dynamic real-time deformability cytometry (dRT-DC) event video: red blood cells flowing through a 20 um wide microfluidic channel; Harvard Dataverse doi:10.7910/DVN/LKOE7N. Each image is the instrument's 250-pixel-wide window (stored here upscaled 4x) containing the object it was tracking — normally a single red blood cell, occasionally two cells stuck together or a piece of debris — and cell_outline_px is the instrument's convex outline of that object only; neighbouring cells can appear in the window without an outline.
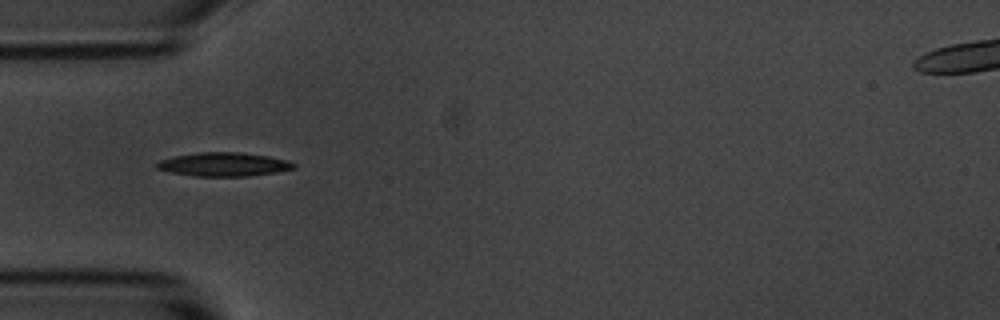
{"species": "common noctule bat (a hibernating species)", "species_latin": "Nyctalus noctula", "temperature_condition": "room temperature", "stored_images_in_passage": 4, "camera_frame_rate_fps": 3000, "um_per_image_px": 0.085, "animal": {"sex": "male", "body_mass_g": 20.1, "forearm_length_mm": 53.5}, "frame": {"image": 1, "passage_image": 2, "time_ms": 1.0, "image_size_px": [1000, 320], "cell_outline_px": [[296, 168], [276, 172], [248, 176], [196, 176], [172, 172], [156, 168], [156, 164], [160, 160], [176, 156], [196, 152], [240, 152], [268, 156], [288, 160], [296, 164]], "centroid_in_image_um": [19.05, 13.96], "position_along_channel_um": 65.9, "area_um2": 18.84}}
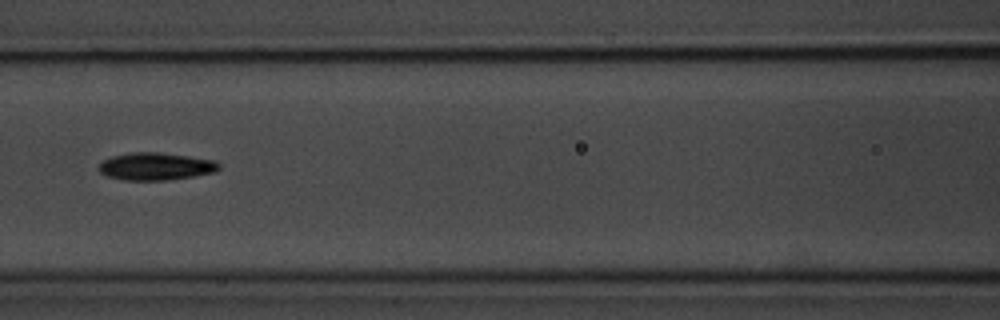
{"frame": {"image": 2, "passage_image": 4, "time_ms": 3.333, "image_size_px": [1000, 320], "cell_outline_px": [[220, 168], [216, 172], [168, 180], [124, 180], [108, 176], [100, 172], [100, 164], [104, 160], [112, 156], [128, 152], [156, 152], [188, 156], [216, 160], [220, 164]], "centroid_in_image_um": [13.27, 14.14], "position_along_channel_um": 153.3, "area_um2": 19.19}}